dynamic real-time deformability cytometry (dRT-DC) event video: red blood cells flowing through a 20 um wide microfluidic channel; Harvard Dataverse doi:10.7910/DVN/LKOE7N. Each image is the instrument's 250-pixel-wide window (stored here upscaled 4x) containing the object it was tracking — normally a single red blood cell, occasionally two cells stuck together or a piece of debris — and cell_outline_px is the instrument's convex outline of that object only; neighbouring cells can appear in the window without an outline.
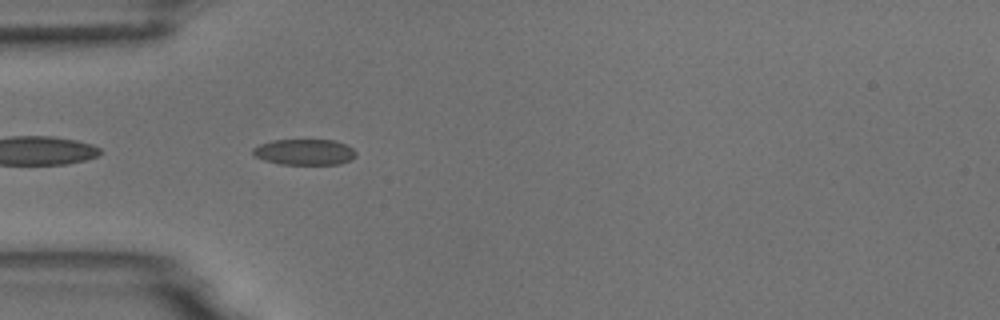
{"species": "common noctule bat (a hibernating species)", "species_latin": "Nyctalus noctula", "temperature_condition": "room temperature", "stored_images_in_passage": 6, "camera_frame_rate_fps": 3000, "um_per_image_px": 0.085, "animal": {"sex": "male", "body_mass_g": 18.8}, "frame": {"image": 1, "passage_image": 2, "time_ms": 0.333, "image_size_px": [1000, 320], "cell_outline_px": [[356, 156], [340, 164], [280, 164], [264, 160], [256, 156], [252, 152], [252, 148], [260, 144], [272, 140], [332, 140], [344, 144], [352, 148], [356, 152]], "centroid_in_image_um": [25.86, 12.92], "position_along_channel_um": 59.1, "area_um2": 15.37}}